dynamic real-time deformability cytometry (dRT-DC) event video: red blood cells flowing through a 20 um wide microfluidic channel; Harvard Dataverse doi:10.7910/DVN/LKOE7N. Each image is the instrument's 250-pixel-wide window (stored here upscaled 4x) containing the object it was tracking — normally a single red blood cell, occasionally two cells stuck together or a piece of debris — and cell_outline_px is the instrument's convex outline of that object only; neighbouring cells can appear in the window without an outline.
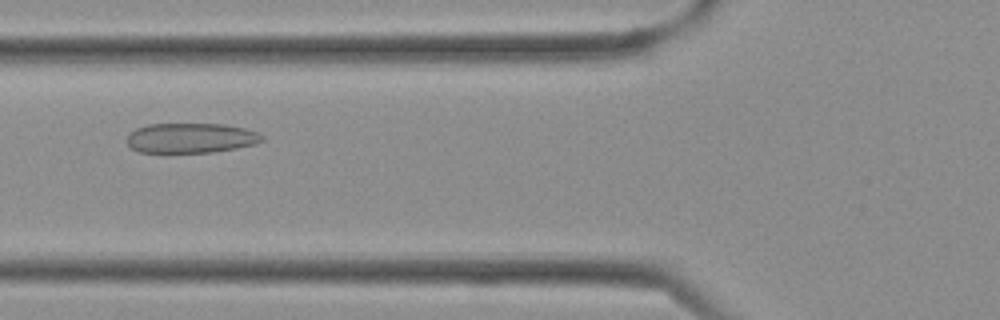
{"species": "Egyptian fruit bat (a non-hibernating species)", "species_latin": "Rousettus aegyptiacus", "temperature_condition": "cold", "stored_images_in_passage": 35, "camera_frame_rate_fps": 3000, "um_per_image_px": 0.085, "frame": {"image": 1, "passage_image": 12, "time_ms": 3.667, "image_size_px": [1000, 320], "cell_outline_px": [[264, 140], [256, 144], [236, 148], [212, 152], [140, 152], [132, 148], [128, 144], [128, 136], [136, 128], [148, 124], [224, 124], [244, 128], [256, 132], [264, 136]], "centroid_in_image_um": [16.25, 11.73], "position_along_channel_um": 109.5, "area_um2": 23.41}}
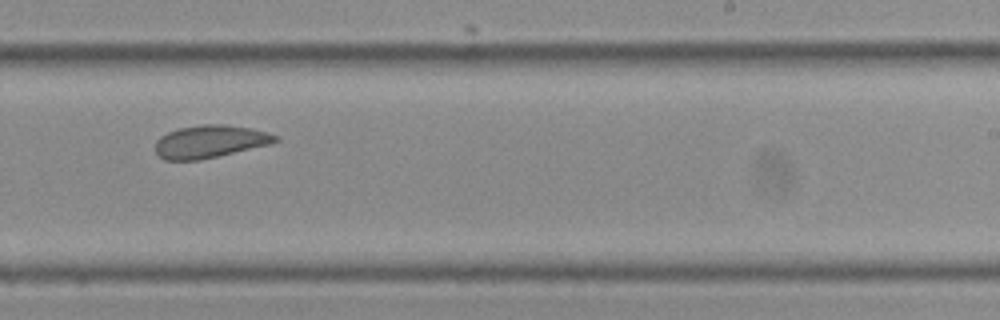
{"frame": {"image": 2, "passage_image": 21, "time_ms": 6.667, "image_size_px": [1000, 320], "cell_outline_px": [[280, 140], [272, 144], [200, 160], [164, 160], [156, 152], [156, 140], [160, 136], [168, 132], [180, 128], [204, 124], [220, 124], [248, 128], [268, 132], [280, 136]], "centroid_in_image_um": [17.88, 12.04], "position_along_channel_um": 271.1, "area_um2": 22.83}}
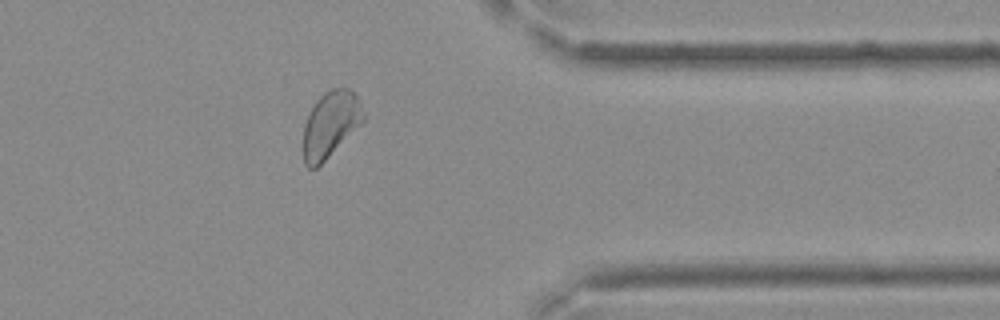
{"frame": {"image": 3, "passage_image": 28, "time_ms": 9.0, "image_size_px": [1000, 320], "cell_outline_px": [[364, 120], [316, 168], [308, 168], [304, 164], [304, 124], [316, 100], [324, 92], [332, 88], [348, 88], [360, 100], [364, 112]], "centroid_in_image_um": [28.08, 10.54], "position_along_channel_um": 383.3, "area_um2": 22.6}}